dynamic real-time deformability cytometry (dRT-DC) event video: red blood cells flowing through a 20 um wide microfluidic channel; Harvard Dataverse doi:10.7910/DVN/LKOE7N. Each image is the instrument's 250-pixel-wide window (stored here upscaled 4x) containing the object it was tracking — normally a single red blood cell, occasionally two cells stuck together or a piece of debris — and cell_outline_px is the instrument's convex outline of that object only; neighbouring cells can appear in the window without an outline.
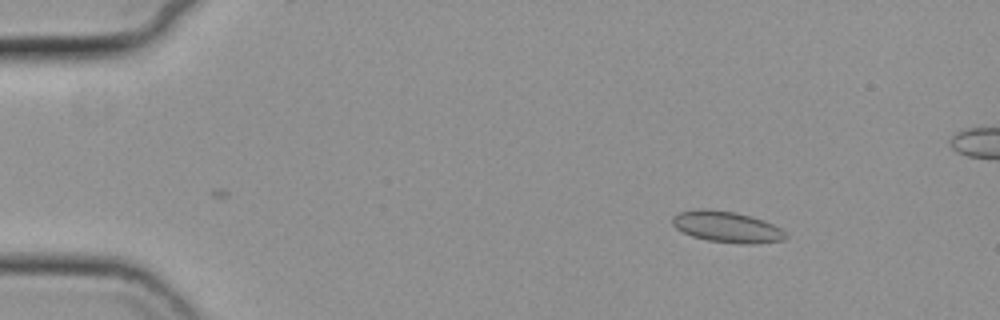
{"species": "common noctule bat (a hibernating species)", "species_latin": "Nyctalus noctula", "temperature_condition": "cold", "stored_images_in_passage": 44, "camera_frame_rate_fps": 3000, "um_per_image_px": 0.085, "animal": {"sex": "female", "body_mass_g": 19.3, "forearm_length_mm": 54.1}, "frame": {"image": 1, "passage_image": 3, "time_ms": 0.667, "image_size_px": [1000, 320], "cell_outline_px": [[788, 236], [784, 240], [752, 244], [744, 244], [708, 240], [692, 236], [676, 228], [672, 224], [672, 216], [680, 212], [692, 208], [708, 208], [736, 212], [752, 216], [764, 220], [780, 228]], "centroid_in_image_um": [61.76, 19.26], "position_along_channel_um": 23.2, "area_um2": 20.69}}
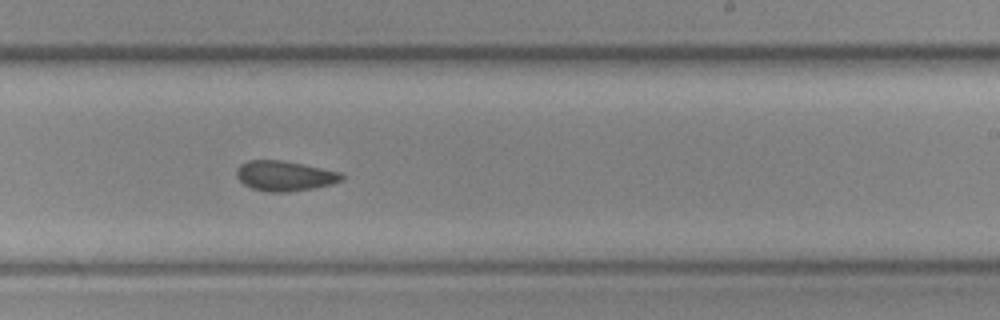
{"frame": {"image": 2, "passage_image": 30, "time_ms": 9.667, "image_size_px": [1000, 320], "cell_outline_px": [[344, 180], [332, 184], [312, 188], [288, 192], [264, 192], [252, 188], [244, 184], [236, 176], [236, 168], [240, 164], [248, 160], [280, 160], [340, 172], [344, 176]], "centroid_in_image_um": [24.17, 14.96], "position_along_channel_um": 264.8, "area_um2": 18.38}}
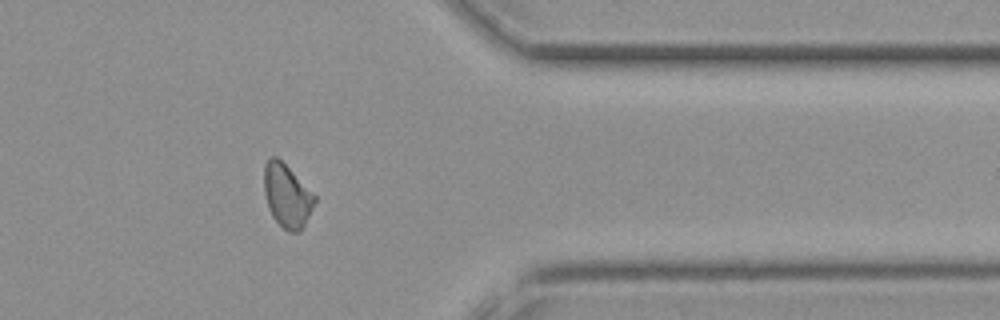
{"frame": {"image": 3, "passage_image": 41, "time_ms": 13.333, "image_size_px": [1000, 320], "cell_outline_px": [[316, 200], [300, 232], [288, 232], [272, 216], [268, 208], [264, 192], [264, 164], [268, 156], [276, 156], [316, 196]], "centroid_in_image_um": [24.36, 16.63], "position_along_channel_um": 387.0, "area_um2": 18.38}}